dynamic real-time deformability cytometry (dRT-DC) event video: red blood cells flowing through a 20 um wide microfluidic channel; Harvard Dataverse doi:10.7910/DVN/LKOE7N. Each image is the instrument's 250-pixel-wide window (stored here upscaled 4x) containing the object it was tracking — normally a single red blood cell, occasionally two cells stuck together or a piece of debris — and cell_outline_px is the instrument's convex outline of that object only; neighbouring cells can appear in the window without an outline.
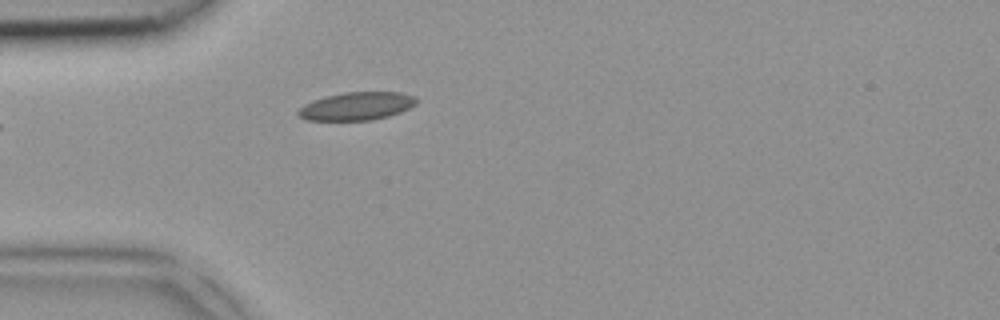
{"species": "common noctule bat (a hibernating species)", "species_latin": "Nyctalus noctula", "temperature_condition": "room temperature", "stored_images_in_passage": 3, "camera_frame_rate_fps": 3000, "um_per_image_px": 0.085, "animal": {"sex": "female", "body_mass_g": 18.4}, "frame": {"image": 1, "passage_image": 3, "time_ms": 0.667, "image_size_px": [1000, 320], "cell_outline_px": [[416, 104], [400, 112], [388, 116], [372, 120], [308, 120], [300, 116], [296, 112], [304, 104], [312, 100], [324, 96], [344, 92], [400, 92], [412, 96], [416, 100]], "centroid_in_image_um": [30.28, 9.02], "position_along_channel_um": 54.7, "area_um2": 19.19}}